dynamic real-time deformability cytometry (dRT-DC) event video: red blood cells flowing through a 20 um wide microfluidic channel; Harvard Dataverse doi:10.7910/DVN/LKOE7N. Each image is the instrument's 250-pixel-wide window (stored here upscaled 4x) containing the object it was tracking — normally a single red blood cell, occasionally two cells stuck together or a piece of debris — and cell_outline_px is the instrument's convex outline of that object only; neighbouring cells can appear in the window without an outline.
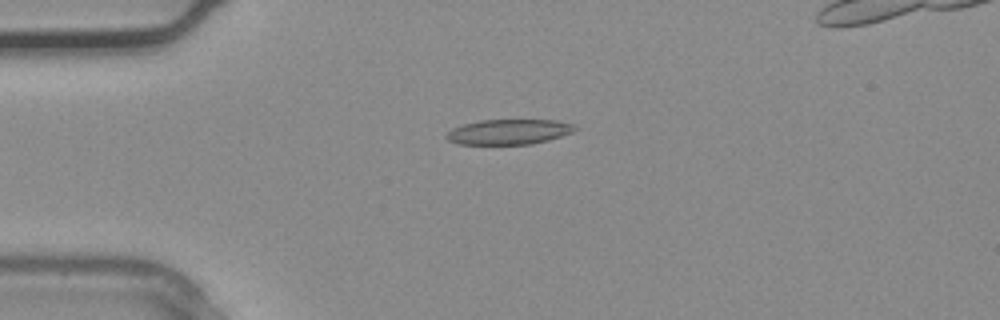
{"species": "common noctule bat (a hibernating species)", "species_latin": "Nyctalus noctula", "temperature_condition": "warm", "stored_images_in_passage": 2, "camera_frame_rate_fps": 3000, "um_per_image_px": 0.085, "animal": {"sex": "male", "body_mass_g": 20.4}, "frame": {"image": 1, "passage_image": 2, "time_ms": 0.333, "image_size_px": [1000, 320], "cell_outline_px": [[576, 128], [572, 132], [548, 140], [532, 144], [456, 144], [448, 140], [444, 136], [452, 128], [464, 124], [480, 120], [556, 120], [572, 124]], "centroid_in_image_um": [43.21, 11.21], "position_along_channel_um": 41.8, "area_um2": 18.73}}